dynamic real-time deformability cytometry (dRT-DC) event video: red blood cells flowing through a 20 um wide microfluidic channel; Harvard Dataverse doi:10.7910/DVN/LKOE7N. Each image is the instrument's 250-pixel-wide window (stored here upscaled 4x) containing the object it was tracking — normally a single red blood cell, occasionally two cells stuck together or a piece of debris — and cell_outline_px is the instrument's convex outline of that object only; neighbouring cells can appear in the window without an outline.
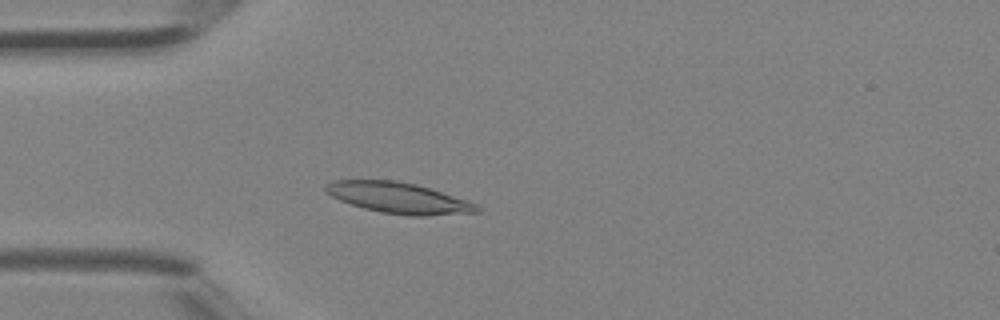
{"species": "Egyptian fruit bat (a non-hibernating species)", "species_latin": "Rousettus aegyptiacus", "temperature_condition": "room temperature", "stored_images_in_passage": 40, "camera_frame_rate_fps": 3000, "um_per_image_px": 0.085, "animal": {"sex": "female"}, "frame": {"image": 1, "passage_image": 11, "time_ms": 3.333, "image_size_px": [1000, 320], "cell_outline_px": [[480, 212], [428, 216], [408, 216], [380, 212], [364, 208], [340, 200], [324, 192], [324, 188], [328, 184], [336, 180], [396, 180], [416, 184], [432, 188], [468, 200], [476, 204], [480, 208]], "centroid_in_image_um": [33.93, 16.83], "position_along_channel_um": 51.1, "area_um2": 27.4}}
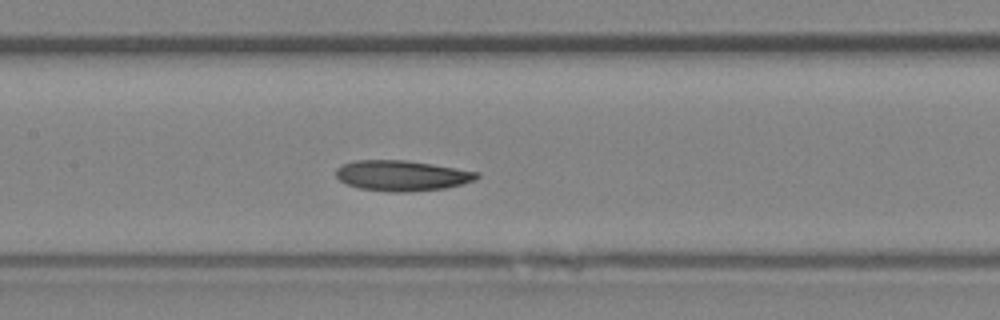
{"frame": {"image": 2, "passage_image": 19, "time_ms": 6.0, "image_size_px": [1000, 320], "cell_outline_px": [[480, 176], [476, 180], [444, 188], [400, 192], [392, 192], [360, 188], [348, 184], [340, 180], [336, 176], [336, 168], [344, 164], [356, 160], [404, 160], [432, 164], [480, 172]], "centroid_in_image_um": [34.17, 14.92], "position_along_channel_um": 173.2, "area_um2": 24.74}}
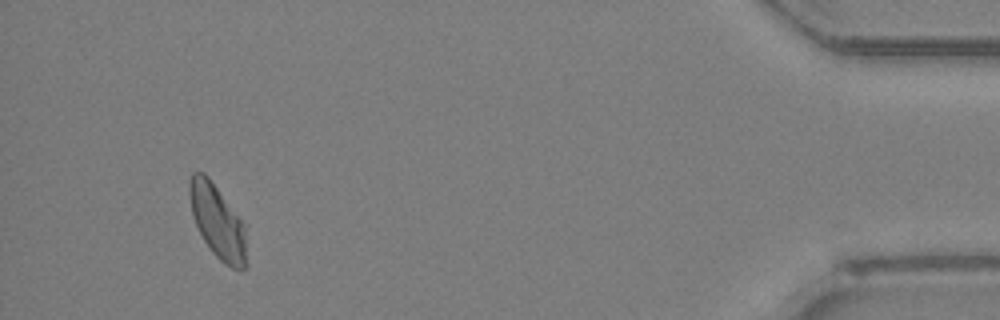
{"frame": {"image": 3, "passage_image": 38, "time_ms": 12.333, "image_size_px": [1000, 320], "cell_outline_px": [[248, 264], [244, 268], [232, 268], [224, 264], [212, 252], [204, 240], [196, 224], [192, 212], [188, 196], [188, 180], [192, 172], [204, 172], [208, 176], [240, 220], [244, 232]], "centroid_in_image_um": [18.45, 18.83], "position_along_channel_um": 416.7, "area_um2": 23.99}}